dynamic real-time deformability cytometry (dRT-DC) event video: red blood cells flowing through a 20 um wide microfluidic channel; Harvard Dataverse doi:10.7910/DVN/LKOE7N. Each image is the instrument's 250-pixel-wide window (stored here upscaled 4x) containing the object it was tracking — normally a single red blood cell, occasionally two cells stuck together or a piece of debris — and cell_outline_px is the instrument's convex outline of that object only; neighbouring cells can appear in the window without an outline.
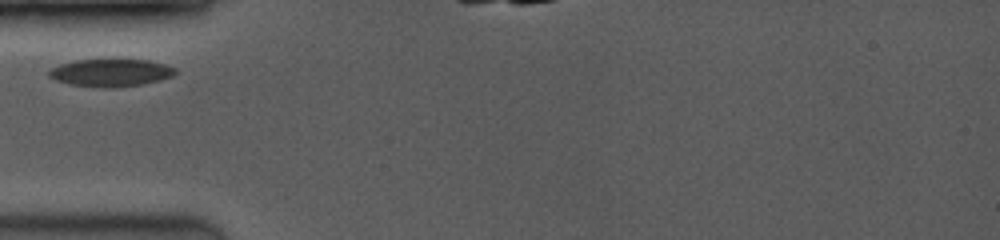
{"species": "common noctule bat (a hibernating species)", "species_latin": "Nyctalus noctula", "temperature_condition": "room temperature", "stored_images_in_passage": 3, "camera_frame_rate_fps": 3500, "um_per_image_px": 0.085, "animal": {"sex": "female", "body_mass_g": 19.0, "forearm_length_mm": 53.3}, "frame": {"image": 1, "passage_image": 1, "time_ms": 0.0, "image_size_px": [1000, 240], "cell_outline_px": [[180, 72], [172, 76], [160, 80], [140, 84], [112, 88], [100, 88], [68, 84], [56, 80], [48, 76], [48, 68], [60, 64], [76, 60], [148, 60], [164, 64], [176, 68]], "centroid_in_image_um": [9.4, 6.19], "position_along_channel_um": 75.6, "area_um2": 20.4}}
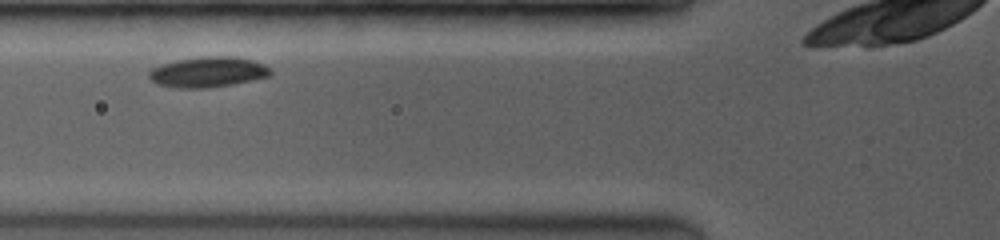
{"frame": {"image": 2, "passage_image": 2, "time_ms": 0.857, "image_size_px": [1000, 240], "cell_outline_px": [[272, 76], [232, 84], [204, 88], [176, 88], [156, 84], [148, 76], [148, 72], [152, 68], [160, 64], [176, 60], [200, 56], [232, 56], [252, 60], [264, 64], [272, 72]], "centroid_in_image_um": [17.65, 6.12], "position_along_channel_um": 108.1, "area_um2": 21.68}}
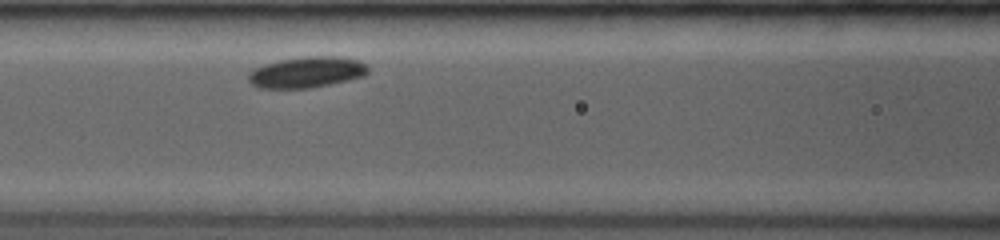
{"frame": {"image": 3, "passage_image": 3, "time_ms": 1.714, "image_size_px": [1000, 240], "cell_outline_px": [[368, 72], [364, 76], [328, 84], [308, 88], [260, 88], [252, 84], [248, 80], [248, 76], [252, 68], [264, 64], [280, 60], [304, 56], [336, 56], [360, 60], [368, 64]], "centroid_in_image_um": [26.07, 6.12], "position_along_channel_um": 140.5, "area_um2": 21.62}}